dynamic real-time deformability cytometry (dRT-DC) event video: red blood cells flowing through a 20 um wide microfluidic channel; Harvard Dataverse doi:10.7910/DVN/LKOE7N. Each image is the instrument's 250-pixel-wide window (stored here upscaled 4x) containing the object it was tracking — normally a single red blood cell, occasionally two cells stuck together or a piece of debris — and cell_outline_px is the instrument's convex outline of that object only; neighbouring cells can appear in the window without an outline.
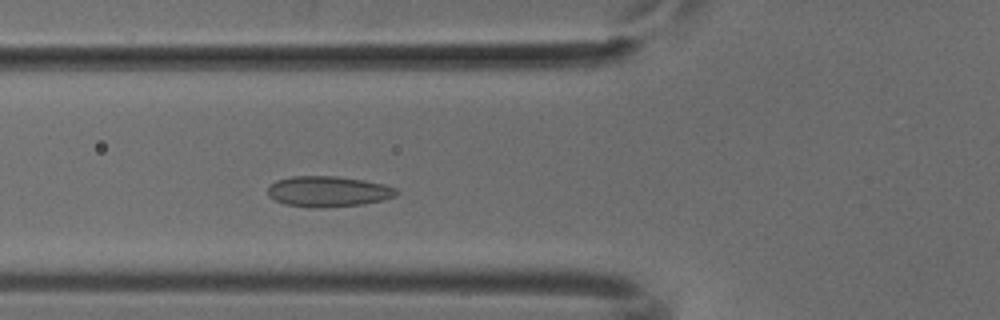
{"species": "common noctule bat (a hibernating species)", "species_latin": "Nyctalus noctula", "temperature_condition": "cold", "stored_images_in_passage": 47, "camera_frame_rate_fps": 3000, "um_per_image_px": 0.085, "animal": {"sex": "male", "body_mass_g": 18.8}, "frame": {"image": 1, "passage_image": 14, "time_ms": 4.333, "image_size_px": [1000, 320], "cell_outline_px": [[400, 192], [396, 196], [384, 200], [364, 204], [320, 208], [284, 204], [268, 196], [268, 188], [276, 180], [292, 176], [336, 176], [364, 180], [384, 184], [396, 188]], "centroid_in_image_um": [27.94, 16.27], "position_along_channel_um": 97.9, "area_um2": 23.06}}
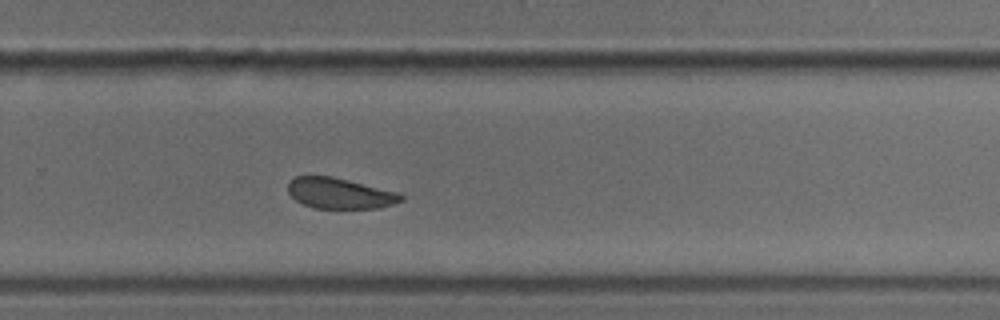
{"frame": {"image": 2, "passage_image": 30, "time_ms": 9.667, "image_size_px": [1000, 320], "cell_outline_px": [[404, 200], [380, 208], [312, 208], [296, 200], [288, 192], [288, 180], [296, 176], [332, 176], [396, 192], [404, 196]], "centroid_in_image_um": [28.85, 16.43], "position_along_channel_um": 300.9, "area_um2": 20.11}}
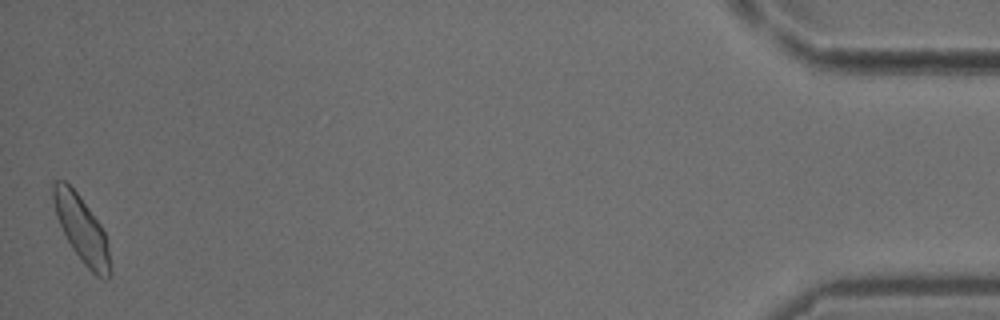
{"frame": {"image": 3, "passage_image": 47, "time_ms": 15.333, "image_size_px": [1000, 320], "cell_outline_px": [[112, 272], [104, 280], [96, 276], [84, 264], [72, 248], [56, 216], [52, 200], [52, 184], [56, 180], [64, 180], [80, 196], [100, 224], [104, 232], [108, 248]], "centroid_in_image_um": [6.94, 19.48], "position_along_channel_um": 428.3, "area_um2": 21.68}}